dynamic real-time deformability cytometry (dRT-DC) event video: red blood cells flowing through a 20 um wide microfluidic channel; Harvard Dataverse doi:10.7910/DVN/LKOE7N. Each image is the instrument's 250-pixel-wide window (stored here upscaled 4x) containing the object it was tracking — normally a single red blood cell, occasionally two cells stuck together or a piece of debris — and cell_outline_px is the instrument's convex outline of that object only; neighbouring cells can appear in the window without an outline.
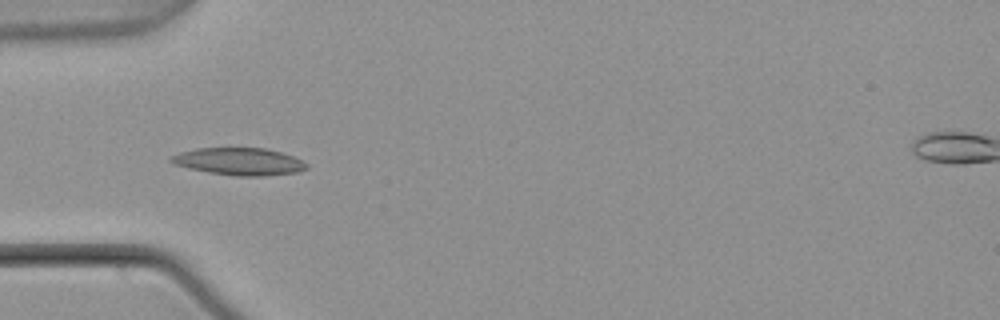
{"species": "common noctule bat (a hibernating species)", "species_latin": "Nyctalus noctula", "temperature_condition": "warm", "stored_images_in_passage": 6, "camera_frame_rate_fps": 3000, "um_per_image_px": 0.085, "animal": {"sex": "male", "body_mass_g": 21.5, "forearm_length_mm": 52.0}, "frame": {"image": 1, "passage_image": 4, "time_ms": 1.0, "image_size_px": [1000, 320], "cell_outline_px": [[308, 168], [296, 172], [264, 176], [236, 176], [208, 172], [188, 168], [176, 164], [168, 160], [172, 156], [180, 152], [196, 148], [264, 148], [280, 152], [292, 156], [308, 164]], "centroid_in_image_um": [20.32, 13.73], "position_along_channel_um": 64.7, "area_um2": 21.39}}
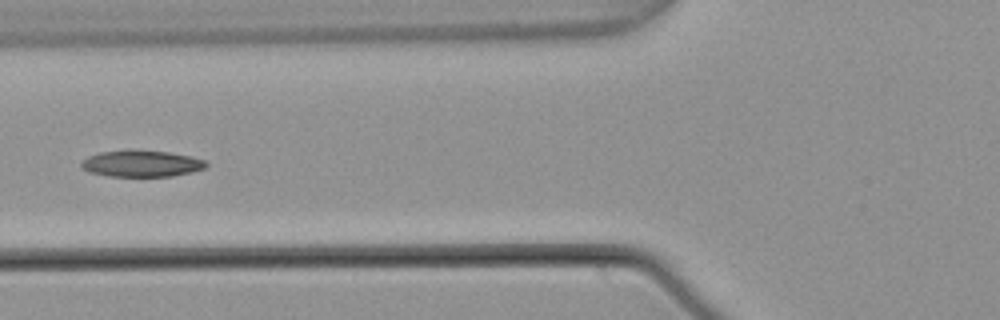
{"frame": {"image": 2, "passage_image": 5, "time_ms": 1.333, "image_size_px": [1000, 320], "cell_outline_px": [[208, 164], [204, 168], [192, 172], [172, 176], [108, 176], [88, 172], [80, 168], [80, 164], [88, 156], [100, 152], [168, 152], [188, 156], [204, 160]], "centroid_in_image_um": [12.0, 13.94], "position_along_channel_um": 113.8, "area_um2": 18.55}}
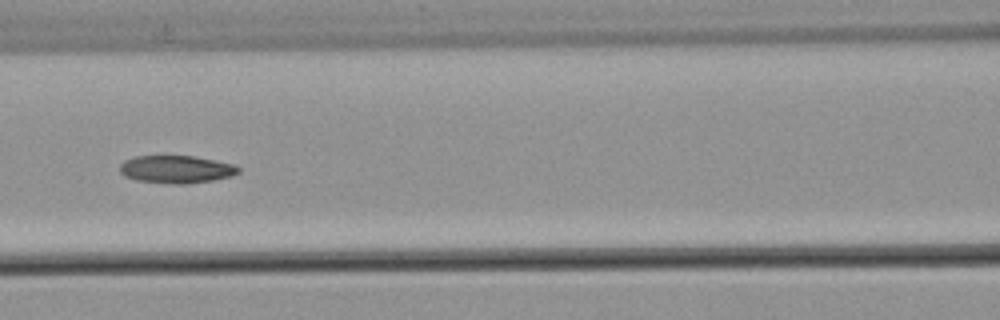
{"frame": {"image": 3, "passage_image": 6, "time_ms": 1.667, "image_size_px": [1000, 320], "cell_outline_px": [[240, 172], [232, 176], [212, 180], [188, 184], [172, 184], [136, 180], [124, 176], [120, 172], [120, 164], [124, 160], [132, 156], [196, 156], [216, 160], [232, 164], [240, 168]], "centroid_in_image_um": [14.97, 14.39], "position_along_channel_um": 151.6, "area_um2": 19.31}}